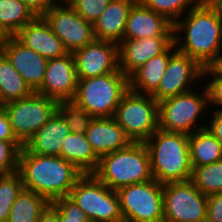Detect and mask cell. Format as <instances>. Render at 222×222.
Returning a JSON list of instances; mask_svg holds the SVG:
<instances>
[{"instance_id":"cell-1","label":"cell","mask_w":222,"mask_h":222,"mask_svg":"<svg viewBox=\"0 0 222 222\" xmlns=\"http://www.w3.org/2000/svg\"><path fill=\"white\" fill-rule=\"evenodd\" d=\"M173 42L177 51L208 67L222 50V18L207 0H200L173 24Z\"/></svg>"},{"instance_id":"cell-2","label":"cell","mask_w":222,"mask_h":222,"mask_svg":"<svg viewBox=\"0 0 222 222\" xmlns=\"http://www.w3.org/2000/svg\"><path fill=\"white\" fill-rule=\"evenodd\" d=\"M18 172L24 189L45 197L50 203L69 196L76 181L84 174L60 156L34 154L22 147Z\"/></svg>"},{"instance_id":"cell-3","label":"cell","mask_w":222,"mask_h":222,"mask_svg":"<svg viewBox=\"0 0 222 222\" xmlns=\"http://www.w3.org/2000/svg\"><path fill=\"white\" fill-rule=\"evenodd\" d=\"M151 173L159 183L191 179L189 135L158 129L145 142Z\"/></svg>"},{"instance_id":"cell-4","label":"cell","mask_w":222,"mask_h":222,"mask_svg":"<svg viewBox=\"0 0 222 222\" xmlns=\"http://www.w3.org/2000/svg\"><path fill=\"white\" fill-rule=\"evenodd\" d=\"M93 174L114 191L147 182L153 179L147 147L142 142H132L126 148L104 155Z\"/></svg>"},{"instance_id":"cell-5","label":"cell","mask_w":222,"mask_h":222,"mask_svg":"<svg viewBox=\"0 0 222 222\" xmlns=\"http://www.w3.org/2000/svg\"><path fill=\"white\" fill-rule=\"evenodd\" d=\"M128 90L129 78L117 70L102 76L78 78L73 100L94 118H110Z\"/></svg>"},{"instance_id":"cell-6","label":"cell","mask_w":222,"mask_h":222,"mask_svg":"<svg viewBox=\"0 0 222 222\" xmlns=\"http://www.w3.org/2000/svg\"><path fill=\"white\" fill-rule=\"evenodd\" d=\"M209 106V95L206 86H203L200 92L197 91L196 93L193 89L158 102L159 129L188 135L204 129L207 122L204 121L205 119L202 116L206 114L204 110L206 112L210 110Z\"/></svg>"},{"instance_id":"cell-7","label":"cell","mask_w":222,"mask_h":222,"mask_svg":"<svg viewBox=\"0 0 222 222\" xmlns=\"http://www.w3.org/2000/svg\"><path fill=\"white\" fill-rule=\"evenodd\" d=\"M86 213L90 222H120L123 219L116 191L93 173L83 174L68 196Z\"/></svg>"},{"instance_id":"cell-8","label":"cell","mask_w":222,"mask_h":222,"mask_svg":"<svg viewBox=\"0 0 222 222\" xmlns=\"http://www.w3.org/2000/svg\"><path fill=\"white\" fill-rule=\"evenodd\" d=\"M113 118L131 142L144 143L159 129L158 102L149 94L129 89L119 102Z\"/></svg>"},{"instance_id":"cell-9","label":"cell","mask_w":222,"mask_h":222,"mask_svg":"<svg viewBox=\"0 0 222 222\" xmlns=\"http://www.w3.org/2000/svg\"><path fill=\"white\" fill-rule=\"evenodd\" d=\"M122 217L128 222H162L163 184L156 179L131 184L116 191Z\"/></svg>"},{"instance_id":"cell-10","label":"cell","mask_w":222,"mask_h":222,"mask_svg":"<svg viewBox=\"0 0 222 222\" xmlns=\"http://www.w3.org/2000/svg\"><path fill=\"white\" fill-rule=\"evenodd\" d=\"M4 105L13 133L24 145L57 111L58 102L33 92Z\"/></svg>"},{"instance_id":"cell-11","label":"cell","mask_w":222,"mask_h":222,"mask_svg":"<svg viewBox=\"0 0 222 222\" xmlns=\"http://www.w3.org/2000/svg\"><path fill=\"white\" fill-rule=\"evenodd\" d=\"M207 196L191 180L163 184V216L168 222H206Z\"/></svg>"},{"instance_id":"cell-12","label":"cell","mask_w":222,"mask_h":222,"mask_svg":"<svg viewBox=\"0 0 222 222\" xmlns=\"http://www.w3.org/2000/svg\"><path fill=\"white\" fill-rule=\"evenodd\" d=\"M42 17L69 53L95 40L93 24L84 20L70 5L52 6Z\"/></svg>"},{"instance_id":"cell-13","label":"cell","mask_w":222,"mask_h":222,"mask_svg":"<svg viewBox=\"0 0 222 222\" xmlns=\"http://www.w3.org/2000/svg\"><path fill=\"white\" fill-rule=\"evenodd\" d=\"M203 67L189 55L176 51L170 58L158 88L151 94L157 101L191 91L203 81ZM201 80V81H200Z\"/></svg>"},{"instance_id":"cell-14","label":"cell","mask_w":222,"mask_h":222,"mask_svg":"<svg viewBox=\"0 0 222 222\" xmlns=\"http://www.w3.org/2000/svg\"><path fill=\"white\" fill-rule=\"evenodd\" d=\"M72 54L78 78L102 76L119 70L117 43L95 39Z\"/></svg>"},{"instance_id":"cell-15","label":"cell","mask_w":222,"mask_h":222,"mask_svg":"<svg viewBox=\"0 0 222 222\" xmlns=\"http://www.w3.org/2000/svg\"><path fill=\"white\" fill-rule=\"evenodd\" d=\"M78 77L72 53L49 59L45 76L38 94L47 96L58 103L73 100L77 91Z\"/></svg>"},{"instance_id":"cell-16","label":"cell","mask_w":222,"mask_h":222,"mask_svg":"<svg viewBox=\"0 0 222 222\" xmlns=\"http://www.w3.org/2000/svg\"><path fill=\"white\" fill-rule=\"evenodd\" d=\"M173 43V36L123 39L118 44L119 70L128 78L148 60L163 53Z\"/></svg>"},{"instance_id":"cell-17","label":"cell","mask_w":222,"mask_h":222,"mask_svg":"<svg viewBox=\"0 0 222 222\" xmlns=\"http://www.w3.org/2000/svg\"><path fill=\"white\" fill-rule=\"evenodd\" d=\"M33 92L43 82L48 60L27 48L15 36H9L1 50Z\"/></svg>"},{"instance_id":"cell-18","label":"cell","mask_w":222,"mask_h":222,"mask_svg":"<svg viewBox=\"0 0 222 222\" xmlns=\"http://www.w3.org/2000/svg\"><path fill=\"white\" fill-rule=\"evenodd\" d=\"M14 36L27 48L47 60L59 58L69 53L42 16H37L32 22L27 23Z\"/></svg>"},{"instance_id":"cell-19","label":"cell","mask_w":222,"mask_h":222,"mask_svg":"<svg viewBox=\"0 0 222 222\" xmlns=\"http://www.w3.org/2000/svg\"><path fill=\"white\" fill-rule=\"evenodd\" d=\"M155 36H173V23L137 0L129 11L123 39Z\"/></svg>"},{"instance_id":"cell-20","label":"cell","mask_w":222,"mask_h":222,"mask_svg":"<svg viewBox=\"0 0 222 222\" xmlns=\"http://www.w3.org/2000/svg\"><path fill=\"white\" fill-rule=\"evenodd\" d=\"M86 137L99 159L132 143L113 117L93 118L86 131Z\"/></svg>"},{"instance_id":"cell-21","label":"cell","mask_w":222,"mask_h":222,"mask_svg":"<svg viewBox=\"0 0 222 222\" xmlns=\"http://www.w3.org/2000/svg\"><path fill=\"white\" fill-rule=\"evenodd\" d=\"M137 0H112L93 24L96 40L119 44L123 40L129 11Z\"/></svg>"},{"instance_id":"cell-22","label":"cell","mask_w":222,"mask_h":222,"mask_svg":"<svg viewBox=\"0 0 222 222\" xmlns=\"http://www.w3.org/2000/svg\"><path fill=\"white\" fill-rule=\"evenodd\" d=\"M69 133L65 120L56 111L23 147L34 154L60 156L63 140Z\"/></svg>"},{"instance_id":"cell-23","label":"cell","mask_w":222,"mask_h":222,"mask_svg":"<svg viewBox=\"0 0 222 222\" xmlns=\"http://www.w3.org/2000/svg\"><path fill=\"white\" fill-rule=\"evenodd\" d=\"M174 42L161 54L148 60L129 77V89L151 95L159 86L169 58L176 52Z\"/></svg>"},{"instance_id":"cell-24","label":"cell","mask_w":222,"mask_h":222,"mask_svg":"<svg viewBox=\"0 0 222 222\" xmlns=\"http://www.w3.org/2000/svg\"><path fill=\"white\" fill-rule=\"evenodd\" d=\"M60 157L73 163L84 174L93 173L99 164V158L92 150L86 134L70 132L63 140Z\"/></svg>"},{"instance_id":"cell-25","label":"cell","mask_w":222,"mask_h":222,"mask_svg":"<svg viewBox=\"0 0 222 222\" xmlns=\"http://www.w3.org/2000/svg\"><path fill=\"white\" fill-rule=\"evenodd\" d=\"M189 149L192 167H200L222 160V144L207 128L189 135Z\"/></svg>"},{"instance_id":"cell-26","label":"cell","mask_w":222,"mask_h":222,"mask_svg":"<svg viewBox=\"0 0 222 222\" xmlns=\"http://www.w3.org/2000/svg\"><path fill=\"white\" fill-rule=\"evenodd\" d=\"M32 93L23 77L0 51V104L28 97Z\"/></svg>"},{"instance_id":"cell-27","label":"cell","mask_w":222,"mask_h":222,"mask_svg":"<svg viewBox=\"0 0 222 222\" xmlns=\"http://www.w3.org/2000/svg\"><path fill=\"white\" fill-rule=\"evenodd\" d=\"M50 204L45 197L23 189L10 209L7 222H38Z\"/></svg>"},{"instance_id":"cell-28","label":"cell","mask_w":222,"mask_h":222,"mask_svg":"<svg viewBox=\"0 0 222 222\" xmlns=\"http://www.w3.org/2000/svg\"><path fill=\"white\" fill-rule=\"evenodd\" d=\"M36 17L22 0H0V26L9 36L16 35Z\"/></svg>"},{"instance_id":"cell-29","label":"cell","mask_w":222,"mask_h":222,"mask_svg":"<svg viewBox=\"0 0 222 222\" xmlns=\"http://www.w3.org/2000/svg\"><path fill=\"white\" fill-rule=\"evenodd\" d=\"M190 180L206 196L222 193V160L200 167H192Z\"/></svg>"},{"instance_id":"cell-30","label":"cell","mask_w":222,"mask_h":222,"mask_svg":"<svg viewBox=\"0 0 222 222\" xmlns=\"http://www.w3.org/2000/svg\"><path fill=\"white\" fill-rule=\"evenodd\" d=\"M23 189L24 185L18 171L3 173L0 176V222H7L10 209Z\"/></svg>"},{"instance_id":"cell-31","label":"cell","mask_w":222,"mask_h":222,"mask_svg":"<svg viewBox=\"0 0 222 222\" xmlns=\"http://www.w3.org/2000/svg\"><path fill=\"white\" fill-rule=\"evenodd\" d=\"M57 112L65 120L70 132L78 134H86V131L94 118L74 100L60 101L57 105Z\"/></svg>"},{"instance_id":"cell-32","label":"cell","mask_w":222,"mask_h":222,"mask_svg":"<svg viewBox=\"0 0 222 222\" xmlns=\"http://www.w3.org/2000/svg\"><path fill=\"white\" fill-rule=\"evenodd\" d=\"M144 7L164 15L173 24L200 0H138Z\"/></svg>"},{"instance_id":"cell-33","label":"cell","mask_w":222,"mask_h":222,"mask_svg":"<svg viewBox=\"0 0 222 222\" xmlns=\"http://www.w3.org/2000/svg\"><path fill=\"white\" fill-rule=\"evenodd\" d=\"M23 147L20 141L0 140V171L12 173L18 171L19 154Z\"/></svg>"},{"instance_id":"cell-34","label":"cell","mask_w":222,"mask_h":222,"mask_svg":"<svg viewBox=\"0 0 222 222\" xmlns=\"http://www.w3.org/2000/svg\"><path fill=\"white\" fill-rule=\"evenodd\" d=\"M52 204L58 209V222H90L86 213L68 196L58 198Z\"/></svg>"},{"instance_id":"cell-35","label":"cell","mask_w":222,"mask_h":222,"mask_svg":"<svg viewBox=\"0 0 222 222\" xmlns=\"http://www.w3.org/2000/svg\"><path fill=\"white\" fill-rule=\"evenodd\" d=\"M112 0H75L70 6L86 21L94 24Z\"/></svg>"},{"instance_id":"cell-36","label":"cell","mask_w":222,"mask_h":222,"mask_svg":"<svg viewBox=\"0 0 222 222\" xmlns=\"http://www.w3.org/2000/svg\"><path fill=\"white\" fill-rule=\"evenodd\" d=\"M203 78H205V79H203L204 82L206 79L208 81L210 80L209 82L206 80L207 84H205L207 91H208V95H209L210 109H217L218 110V107L220 106L219 109L222 110V76L217 75L208 66L203 69Z\"/></svg>"},{"instance_id":"cell-37","label":"cell","mask_w":222,"mask_h":222,"mask_svg":"<svg viewBox=\"0 0 222 222\" xmlns=\"http://www.w3.org/2000/svg\"><path fill=\"white\" fill-rule=\"evenodd\" d=\"M206 222H222V193L207 196Z\"/></svg>"},{"instance_id":"cell-38","label":"cell","mask_w":222,"mask_h":222,"mask_svg":"<svg viewBox=\"0 0 222 222\" xmlns=\"http://www.w3.org/2000/svg\"><path fill=\"white\" fill-rule=\"evenodd\" d=\"M0 140L19 141L13 133L4 104H0Z\"/></svg>"},{"instance_id":"cell-39","label":"cell","mask_w":222,"mask_h":222,"mask_svg":"<svg viewBox=\"0 0 222 222\" xmlns=\"http://www.w3.org/2000/svg\"><path fill=\"white\" fill-rule=\"evenodd\" d=\"M209 114H211V116L206 128L222 144V110L211 109Z\"/></svg>"},{"instance_id":"cell-40","label":"cell","mask_w":222,"mask_h":222,"mask_svg":"<svg viewBox=\"0 0 222 222\" xmlns=\"http://www.w3.org/2000/svg\"><path fill=\"white\" fill-rule=\"evenodd\" d=\"M26 6L35 13L36 16H42L52 6L58 4L57 0H22Z\"/></svg>"},{"instance_id":"cell-41","label":"cell","mask_w":222,"mask_h":222,"mask_svg":"<svg viewBox=\"0 0 222 222\" xmlns=\"http://www.w3.org/2000/svg\"><path fill=\"white\" fill-rule=\"evenodd\" d=\"M38 222H58V209L51 203L41 214Z\"/></svg>"},{"instance_id":"cell-42","label":"cell","mask_w":222,"mask_h":222,"mask_svg":"<svg viewBox=\"0 0 222 222\" xmlns=\"http://www.w3.org/2000/svg\"><path fill=\"white\" fill-rule=\"evenodd\" d=\"M209 67L217 74L222 76V50L217 54L215 60Z\"/></svg>"},{"instance_id":"cell-43","label":"cell","mask_w":222,"mask_h":222,"mask_svg":"<svg viewBox=\"0 0 222 222\" xmlns=\"http://www.w3.org/2000/svg\"><path fill=\"white\" fill-rule=\"evenodd\" d=\"M222 18V0H207Z\"/></svg>"},{"instance_id":"cell-44","label":"cell","mask_w":222,"mask_h":222,"mask_svg":"<svg viewBox=\"0 0 222 222\" xmlns=\"http://www.w3.org/2000/svg\"><path fill=\"white\" fill-rule=\"evenodd\" d=\"M9 35L4 31V29L0 26V51L2 50L3 45L7 41Z\"/></svg>"},{"instance_id":"cell-45","label":"cell","mask_w":222,"mask_h":222,"mask_svg":"<svg viewBox=\"0 0 222 222\" xmlns=\"http://www.w3.org/2000/svg\"><path fill=\"white\" fill-rule=\"evenodd\" d=\"M75 0H57L59 5H70Z\"/></svg>"}]
</instances>
